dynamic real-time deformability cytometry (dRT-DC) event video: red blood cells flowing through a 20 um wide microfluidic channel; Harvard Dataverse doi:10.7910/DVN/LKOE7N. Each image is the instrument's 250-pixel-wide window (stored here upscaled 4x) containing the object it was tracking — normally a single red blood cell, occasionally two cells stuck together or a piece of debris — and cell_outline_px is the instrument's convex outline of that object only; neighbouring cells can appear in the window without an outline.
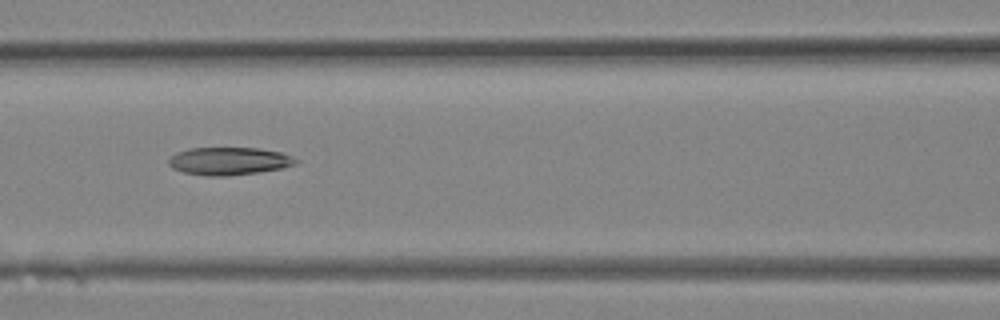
{"species": "Egyptian fruit bat (a non-hibernating species)", "species_latin": "Rousettus aegyptiacus", "temperature_condition": "room temperature", "stored_images_in_passage": 17, "camera_frame_rate_fps": 3000, "um_per_image_px": 0.085, "animal": {"sex": "female"}, "frame": {"image": 1, "passage_image": 12, "time_ms": 3.667, "image_size_px": [1000, 320], "cell_outline_px": [[300, 160], [296, 164], [280, 168], [260, 172], [224, 176], [204, 176], [184, 172], [172, 168], [168, 164], [168, 160], [176, 152], [188, 148], [256, 148], [280, 152], [292, 156]], "centroid_in_image_um": [19.45, 13.69], "position_along_channel_um": 147.1, "area_um2": 20.58}}
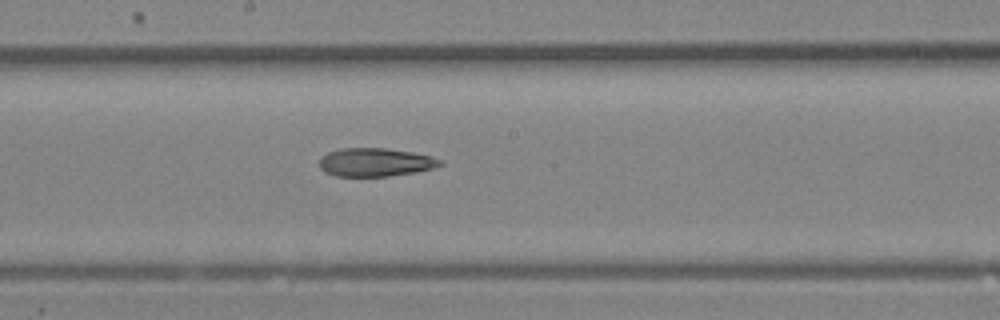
{"frame": {"image": 2, "passage_image": 15, "time_ms": 4.667, "image_size_px": [1000, 320], "cell_outline_px": [[444, 164], [432, 168], [416, 172], [388, 176], [336, 176], [324, 172], [320, 168], [320, 156], [328, 152], [340, 148], [384, 148], [412, 152], [432, 156], [440, 160]], "centroid_in_image_um": [31.88, 13.79], "position_along_channel_um": 216.3, "area_um2": 20.0}}
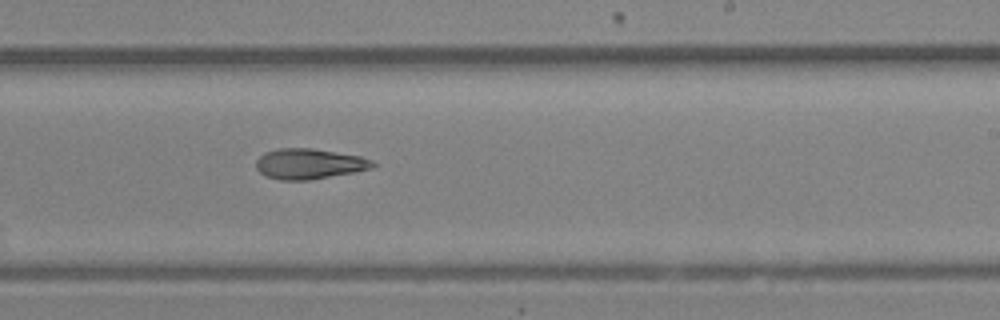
{"frame": {"image": 3, "passage_image": 17, "time_ms": 5.333, "image_size_px": [1000, 320], "cell_outline_px": [[376, 164], [372, 168], [356, 172], [308, 180], [280, 180], [264, 176], [256, 168], [256, 160], [264, 152], [276, 148], [312, 148], [360, 156], [372, 160]], "centroid_in_image_um": [26.26, 13.92], "position_along_channel_um": 262.7, "area_um2": 20.81}}